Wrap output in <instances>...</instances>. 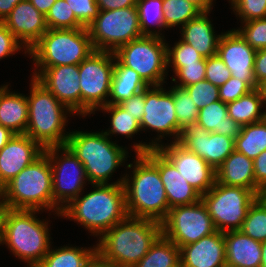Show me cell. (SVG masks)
Listing matches in <instances>:
<instances>
[{
    "mask_svg": "<svg viewBox=\"0 0 266 267\" xmlns=\"http://www.w3.org/2000/svg\"><path fill=\"white\" fill-rule=\"evenodd\" d=\"M136 155L132 181L127 175L123 181L128 216L162 223L170 208L159 170L145 154Z\"/></svg>",
    "mask_w": 266,
    "mask_h": 267,
    "instance_id": "obj_3",
    "label": "cell"
},
{
    "mask_svg": "<svg viewBox=\"0 0 266 267\" xmlns=\"http://www.w3.org/2000/svg\"><path fill=\"white\" fill-rule=\"evenodd\" d=\"M3 23L16 39L24 44L22 46L26 47L25 54L48 30L45 15L29 0L19 2Z\"/></svg>",
    "mask_w": 266,
    "mask_h": 267,
    "instance_id": "obj_21",
    "label": "cell"
},
{
    "mask_svg": "<svg viewBox=\"0 0 266 267\" xmlns=\"http://www.w3.org/2000/svg\"><path fill=\"white\" fill-rule=\"evenodd\" d=\"M215 171L217 182L255 191L253 159L244 154L234 150Z\"/></svg>",
    "mask_w": 266,
    "mask_h": 267,
    "instance_id": "obj_26",
    "label": "cell"
},
{
    "mask_svg": "<svg viewBox=\"0 0 266 267\" xmlns=\"http://www.w3.org/2000/svg\"><path fill=\"white\" fill-rule=\"evenodd\" d=\"M235 151L255 159L266 150V122L264 120L243 125L235 139Z\"/></svg>",
    "mask_w": 266,
    "mask_h": 267,
    "instance_id": "obj_33",
    "label": "cell"
},
{
    "mask_svg": "<svg viewBox=\"0 0 266 267\" xmlns=\"http://www.w3.org/2000/svg\"><path fill=\"white\" fill-rule=\"evenodd\" d=\"M96 253V247L90 249L62 247L49 249L48 253L36 267H86Z\"/></svg>",
    "mask_w": 266,
    "mask_h": 267,
    "instance_id": "obj_32",
    "label": "cell"
},
{
    "mask_svg": "<svg viewBox=\"0 0 266 267\" xmlns=\"http://www.w3.org/2000/svg\"><path fill=\"white\" fill-rule=\"evenodd\" d=\"M206 74V58L199 63L186 64L182 68H178L175 71V75L178 77L180 83L175 85L179 88L198 83L205 79Z\"/></svg>",
    "mask_w": 266,
    "mask_h": 267,
    "instance_id": "obj_44",
    "label": "cell"
},
{
    "mask_svg": "<svg viewBox=\"0 0 266 267\" xmlns=\"http://www.w3.org/2000/svg\"><path fill=\"white\" fill-rule=\"evenodd\" d=\"M197 6L202 12H208L212 9L213 0H187Z\"/></svg>",
    "mask_w": 266,
    "mask_h": 267,
    "instance_id": "obj_58",
    "label": "cell"
},
{
    "mask_svg": "<svg viewBox=\"0 0 266 267\" xmlns=\"http://www.w3.org/2000/svg\"><path fill=\"white\" fill-rule=\"evenodd\" d=\"M196 123L208 132L225 135L234 140L240 135L242 127L228 116L227 104L221 100L200 109Z\"/></svg>",
    "mask_w": 266,
    "mask_h": 267,
    "instance_id": "obj_28",
    "label": "cell"
},
{
    "mask_svg": "<svg viewBox=\"0 0 266 267\" xmlns=\"http://www.w3.org/2000/svg\"><path fill=\"white\" fill-rule=\"evenodd\" d=\"M227 267H260L262 242L240 230L224 232Z\"/></svg>",
    "mask_w": 266,
    "mask_h": 267,
    "instance_id": "obj_24",
    "label": "cell"
},
{
    "mask_svg": "<svg viewBox=\"0 0 266 267\" xmlns=\"http://www.w3.org/2000/svg\"><path fill=\"white\" fill-rule=\"evenodd\" d=\"M39 12L46 15L56 0H29Z\"/></svg>",
    "mask_w": 266,
    "mask_h": 267,
    "instance_id": "obj_56",
    "label": "cell"
},
{
    "mask_svg": "<svg viewBox=\"0 0 266 267\" xmlns=\"http://www.w3.org/2000/svg\"><path fill=\"white\" fill-rule=\"evenodd\" d=\"M5 196V183L0 178V199L4 200Z\"/></svg>",
    "mask_w": 266,
    "mask_h": 267,
    "instance_id": "obj_61",
    "label": "cell"
},
{
    "mask_svg": "<svg viewBox=\"0 0 266 267\" xmlns=\"http://www.w3.org/2000/svg\"><path fill=\"white\" fill-rule=\"evenodd\" d=\"M259 197L266 203V189L261 191Z\"/></svg>",
    "mask_w": 266,
    "mask_h": 267,
    "instance_id": "obj_62",
    "label": "cell"
},
{
    "mask_svg": "<svg viewBox=\"0 0 266 267\" xmlns=\"http://www.w3.org/2000/svg\"><path fill=\"white\" fill-rule=\"evenodd\" d=\"M138 0H96L99 10L122 9L136 6Z\"/></svg>",
    "mask_w": 266,
    "mask_h": 267,
    "instance_id": "obj_52",
    "label": "cell"
},
{
    "mask_svg": "<svg viewBox=\"0 0 266 267\" xmlns=\"http://www.w3.org/2000/svg\"><path fill=\"white\" fill-rule=\"evenodd\" d=\"M118 105L125 111H129L138 122H141L145 109V90L133 95Z\"/></svg>",
    "mask_w": 266,
    "mask_h": 267,
    "instance_id": "obj_49",
    "label": "cell"
},
{
    "mask_svg": "<svg viewBox=\"0 0 266 267\" xmlns=\"http://www.w3.org/2000/svg\"><path fill=\"white\" fill-rule=\"evenodd\" d=\"M259 195L240 186H227L215 181L213 187L202 195L217 231L240 230L249 207Z\"/></svg>",
    "mask_w": 266,
    "mask_h": 267,
    "instance_id": "obj_10",
    "label": "cell"
},
{
    "mask_svg": "<svg viewBox=\"0 0 266 267\" xmlns=\"http://www.w3.org/2000/svg\"><path fill=\"white\" fill-rule=\"evenodd\" d=\"M21 45L5 24L0 22V59L14 54L21 49Z\"/></svg>",
    "mask_w": 266,
    "mask_h": 267,
    "instance_id": "obj_48",
    "label": "cell"
},
{
    "mask_svg": "<svg viewBox=\"0 0 266 267\" xmlns=\"http://www.w3.org/2000/svg\"><path fill=\"white\" fill-rule=\"evenodd\" d=\"M161 235V223L128 216L99 237L96 252L120 267H134Z\"/></svg>",
    "mask_w": 266,
    "mask_h": 267,
    "instance_id": "obj_2",
    "label": "cell"
},
{
    "mask_svg": "<svg viewBox=\"0 0 266 267\" xmlns=\"http://www.w3.org/2000/svg\"><path fill=\"white\" fill-rule=\"evenodd\" d=\"M123 181L124 177L111 184H93L94 191L74 198L60 215L77 221L93 235L102 236L128 217Z\"/></svg>",
    "mask_w": 266,
    "mask_h": 267,
    "instance_id": "obj_1",
    "label": "cell"
},
{
    "mask_svg": "<svg viewBox=\"0 0 266 267\" xmlns=\"http://www.w3.org/2000/svg\"><path fill=\"white\" fill-rule=\"evenodd\" d=\"M243 22L266 18V0H230Z\"/></svg>",
    "mask_w": 266,
    "mask_h": 267,
    "instance_id": "obj_43",
    "label": "cell"
},
{
    "mask_svg": "<svg viewBox=\"0 0 266 267\" xmlns=\"http://www.w3.org/2000/svg\"><path fill=\"white\" fill-rule=\"evenodd\" d=\"M11 210L10 206L5 200L0 201V244L5 232L6 218Z\"/></svg>",
    "mask_w": 266,
    "mask_h": 267,
    "instance_id": "obj_54",
    "label": "cell"
},
{
    "mask_svg": "<svg viewBox=\"0 0 266 267\" xmlns=\"http://www.w3.org/2000/svg\"><path fill=\"white\" fill-rule=\"evenodd\" d=\"M255 192L260 195L266 189V150L253 159Z\"/></svg>",
    "mask_w": 266,
    "mask_h": 267,
    "instance_id": "obj_50",
    "label": "cell"
},
{
    "mask_svg": "<svg viewBox=\"0 0 266 267\" xmlns=\"http://www.w3.org/2000/svg\"><path fill=\"white\" fill-rule=\"evenodd\" d=\"M15 134L8 128L0 125V150L9 142Z\"/></svg>",
    "mask_w": 266,
    "mask_h": 267,
    "instance_id": "obj_57",
    "label": "cell"
},
{
    "mask_svg": "<svg viewBox=\"0 0 266 267\" xmlns=\"http://www.w3.org/2000/svg\"><path fill=\"white\" fill-rule=\"evenodd\" d=\"M159 170L166 191L169 208L195 204L202 195L179 173L175 165L158 149L144 153Z\"/></svg>",
    "mask_w": 266,
    "mask_h": 267,
    "instance_id": "obj_20",
    "label": "cell"
},
{
    "mask_svg": "<svg viewBox=\"0 0 266 267\" xmlns=\"http://www.w3.org/2000/svg\"><path fill=\"white\" fill-rule=\"evenodd\" d=\"M254 77L257 85L266 80V48L256 50Z\"/></svg>",
    "mask_w": 266,
    "mask_h": 267,
    "instance_id": "obj_51",
    "label": "cell"
},
{
    "mask_svg": "<svg viewBox=\"0 0 266 267\" xmlns=\"http://www.w3.org/2000/svg\"><path fill=\"white\" fill-rule=\"evenodd\" d=\"M24 0H0V22L10 14L13 8Z\"/></svg>",
    "mask_w": 266,
    "mask_h": 267,
    "instance_id": "obj_53",
    "label": "cell"
},
{
    "mask_svg": "<svg viewBox=\"0 0 266 267\" xmlns=\"http://www.w3.org/2000/svg\"><path fill=\"white\" fill-rule=\"evenodd\" d=\"M31 83L30 96L27 97L29 113L25 134L43 149L66 145L69 133H64L67 122L64 112H72L34 77Z\"/></svg>",
    "mask_w": 266,
    "mask_h": 267,
    "instance_id": "obj_4",
    "label": "cell"
},
{
    "mask_svg": "<svg viewBox=\"0 0 266 267\" xmlns=\"http://www.w3.org/2000/svg\"><path fill=\"white\" fill-rule=\"evenodd\" d=\"M77 20L87 28L99 14L96 0H65Z\"/></svg>",
    "mask_w": 266,
    "mask_h": 267,
    "instance_id": "obj_45",
    "label": "cell"
},
{
    "mask_svg": "<svg viewBox=\"0 0 266 267\" xmlns=\"http://www.w3.org/2000/svg\"><path fill=\"white\" fill-rule=\"evenodd\" d=\"M114 62V52L95 50L78 65L81 115L94 113L95 109L100 110L108 104L105 97L110 95Z\"/></svg>",
    "mask_w": 266,
    "mask_h": 267,
    "instance_id": "obj_12",
    "label": "cell"
},
{
    "mask_svg": "<svg viewBox=\"0 0 266 267\" xmlns=\"http://www.w3.org/2000/svg\"><path fill=\"white\" fill-rule=\"evenodd\" d=\"M95 51L87 28L48 29L28 51L37 67L79 65Z\"/></svg>",
    "mask_w": 266,
    "mask_h": 267,
    "instance_id": "obj_8",
    "label": "cell"
},
{
    "mask_svg": "<svg viewBox=\"0 0 266 267\" xmlns=\"http://www.w3.org/2000/svg\"><path fill=\"white\" fill-rule=\"evenodd\" d=\"M165 27L184 26L196 18L202 11L187 0H163Z\"/></svg>",
    "mask_w": 266,
    "mask_h": 267,
    "instance_id": "obj_35",
    "label": "cell"
},
{
    "mask_svg": "<svg viewBox=\"0 0 266 267\" xmlns=\"http://www.w3.org/2000/svg\"><path fill=\"white\" fill-rule=\"evenodd\" d=\"M86 267H120L102 258L97 252L88 261Z\"/></svg>",
    "mask_w": 266,
    "mask_h": 267,
    "instance_id": "obj_55",
    "label": "cell"
},
{
    "mask_svg": "<svg viewBox=\"0 0 266 267\" xmlns=\"http://www.w3.org/2000/svg\"><path fill=\"white\" fill-rule=\"evenodd\" d=\"M191 96L198 110L204 108L219 99V87L213 85L206 79L198 83L184 87Z\"/></svg>",
    "mask_w": 266,
    "mask_h": 267,
    "instance_id": "obj_42",
    "label": "cell"
},
{
    "mask_svg": "<svg viewBox=\"0 0 266 267\" xmlns=\"http://www.w3.org/2000/svg\"><path fill=\"white\" fill-rule=\"evenodd\" d=\"M100 109L111 114V129L104 132L107 136L110 134H121L131 137L141 130L140 122L133 118L129 111H125L118 104H107Z\"/></svg>",
    "mask_w": 266,
    "mask_h": 267,
    "instance_id": "obj_37",
    "label": "cell"
},
{
    "mask_svg": "<svg viewBox=\"0 0 266 267\" xmlns=\"http://www.w3.org/2000/svg\"><path fill=\"white\" fill-rule=\"evenodd\" d=\"M261 252H262V257H261L260 267H266V241L262 242Z\"/></svg>",
    "mask_w": 266,
    "mask_h": 267,
    "instance_id": "obj_59",
    "label": "cell"
},
{
    "mask_svg": "<svg viewBox=\"0 0 266 267\" xmlns=\"http://www.w3.org/2000/svg\"><path fill=\"white\" fill-rule=\"evenodd\" d=\"M173 102L178 124L183 129L197 122L199 110L184 88L173 87Z\"/></svg>",
    "mask_w": 266,
    "mask_h": 267,
    "instance_id": "obj_39",
    "label": "cell"
},
{
    "mask_svg": "<svg viewBox=\"0 0 266 267\" xmlns=\"http://www.w3.org/2000/svg\"><path fill=\"white\" fill-rule=\"evenodd\" d=\"M148 86L145 89V109L140 122V129H152L161 133L160 138L165 135H174L172 142H179L183 128L178 124L176 110L173 102V88L169 91L162 86Z\"/></svg>",
    "mask_w": 266,
    "mask_h": 267,
    "instance_id": "obj_16",
    "label": "cell"
},
{
    "mask_svg": "<svg viewBox=\"0 0 266 267\" xmlns=\"http://www.w3.org/2000/svg\"><path fill=\"white\" fill-rule=\"evenodd\" d=\"M217 56L230 70L231 76L258 88L254 77L256 50L251 48L236 30L221 34Z\"/></svg>",
    "mask_w": 266,
    "mask_h": 267,
    "instance_id": "obj_19",
    "label": "cell"
},
{
    "mask_svg": "<svg viewBox=\"0 0 266 267\" xmlns=\"http://www.w3.org/2000/svg\"><path fill=\"white\" fill-rule=\"evenodd\" d=\"M44 153L26 134H15L0 150V178L6 184Z\"/></svg>",
    "mask_w": 266,
    "mask_h": 267,
    "instance_id": "obj_22",
    "label": "cell"
},
{
    "mask_svg": "<svg viewBox=\"0 0 266 267\" xmlns=\"http://www.w3.org/2000/svg\"><path fill=\"white\" fill-rule=\"evenodd\" d=\"M208 12H201L196 18L191 19L181 28V39L191 45L204 58L217 55V48L221 35L217 37L211 21L207 16Z\"/></svg>",
    "mask_w": 266,
    "mask_h": 267,
    "instance_id": "obj_25",
    "label": "cell"
},
{
    "mask_svg": "<svg viewBox=\"0 0 266 267\" xmlns=\"http://www.w3.org/2000/svg\"><path fill=\"white\" fill-rule=\"evenodd\" d=\"M245 25L242 29L236 31L247 42V44L255 49L266 48V18L253 19L243 22Z\"/></svg>",
    "mask_w": 266,
    "mask_h": 267,
    "instance_id": "obj_41",
    "label": "cell"
},
{
    "mask_svg": "<svg viewBox=\"0 0 266 267\" xmlns=\"http://www.w3.org/2000/svg\"><path fill=\"white\" fill-rule=\"evenodd\" d=\"M161 224L162 235L179 248L217 231L202 200L195 204L170 208Z\"/></svg>",
    "mask_w": 266,
    "mask_h": 267,
    "instance_id": "obj_13",
    "label": "cell"
},
{
    "mask_svg": "<svg viewBox=\"0 0 266 267\" xmlns=\"http://www.w3.org/2000/svg\"><path fill=\"white\" fill-rule=\"evenodd\" d=\"M163 0H138L136 7L138 10L139 25L142 36H160L157 31H151L149 25L162 28L165 27L164 23V11L162 8ZM162 27V28H161Z\"/></svg>",
    "mask_w": 266,
    "mask_h": 267,
    "instance_id": "obj_34",
    "label": "cell"
},
{
    "mask_svg": "<svg viewBox=\"0 0 266 267\" xmlns=\"http://www.w3.org/2000/svg\"><path fill=\"white\" fill-rule=\"evenodd\" d=\"M48 29L85 28L76 18L65 0H56L45 15Z\"/></svg>",
    "mask_w": 266,
    "mask_h": 267,
    "instance_id": "obj_38",
    "label": "cell"
},
{
    "mask_svg": "<svg viewBox=\"0 0 266 267\" xmlns=\"http://www.w3.org/2000/svg\"><path fill=\"white\" fill-rule=\"evenodd\" d=\"M226 266L224 233L216 231L180 247V267Z\"/></svg>",
    "mask_w": 266,
    "mask_h": 267,
    "instance_id": "obj_23",
    "label": "cell"
},
{
    "mask_svg": "<svg viewBox=\"0 0 266 267\" xmlns=\"http://www.w3.org/2000/svg\"><path fill=\"white\" fill-rule=\"evenodd\" d=\"M115 61L108 104H120L148 87L136 71Z\"/></svg>",
    "mask_w": 266,
    "mask_h": 267,
    "instance_id": "obj_29",
    "label": "cell"
},
{
    "mask_svg": "<svg viewBox=\"0 0 266 267\" xmlns=\"http://www.w3.org/2000/svg\"><path fill=\"white\" fill-rule=\"evenodd\" d=\"M251 90L253 89L246 82L231 76L219 87V99L227 104L246 95Z\"/></svg>",
    "mask_w": 266,
    "mask_h": 267,
    "instance_id": "obj_47",
    "label": "cell"
},
{
    "mask_svg": "<svg viewBox=\"0 0 266 267\" xmlns=\"http://www.w3.org/2000/svg\"><path fill=\"white\" fill-rule=\"evenodd\" d=\"M203 59L204 57L191 45L182 40H179L172 49L167 47V67L172 63L174 72L186 64L199 63Z\"/></svg>",
    "mask_w": 266,
    "mask_h": 267,
    "instance_id": "obj_40",
    "label": "cell"
},
{
    "mask_svg": "<svg viewBox=\"0 0 266 267\" xmlns=\"http://www.w3.org/2000/svg\"><path fill=\"white\" fill-rule=\"evenodd\" d=\"M264 99L258 88L251 90L239 99L227 103L228 116L241 126L252 124L263 120V113L260 112Z\"/></svg>",
    "mask_w": 266,
    "mask_h": 267,
    "instance_id": "obj_30",
    "label": "cell"
},
{
    "mask_svg": "<svg viewBox=\"0 0 266 267\" xmlns=\"http://www.w3.org/2000/svg\"><path fill=\"white\" fill-rule=\"evenodd\" d=\"M60 150L64 152L61 159ZM44 153L51 164L53 201L63 209L81 194L84 180H88L85 168L67 145L46 148Z\"/></svg>",
    "mask_w": 266,
    "mask_h": 267,
    "instance_id": "obj_14",
    "label": "cell"
},
{
    "mask_svg": "<svg viewBox=\"0 0 266 267\" xmlns=\"http://www.w3.org/2000/svg\"><path fill=\"white\" fill-rule=\"evenodd\" d=\"M231 77L230 70L225 63L217 56L206 58L205 79L213 85L220 87Z\"/></svg>",
    "mask_w": 266,
    "mask_h": 267,
    "instance_id": "obj_46",
    "label": "cell"
},
{
    "mask_svg": "<svg viewBox=\"0 0 266 267\" xmlns=\"http://www.w3.org/2000/svg\"><path fill=\"white\" fill-rule=\"evenodd\" d=\"M258 89L264 99V102L266 104V80H264L262 83L258 85Z\"/></svg>",
    "mask_w": 266,
    "mask_h": 267,
    "instance_id": "obj_60",
    "label": "cell"
},
{
    "mask_svg": "<svg viewBox=\"0 0 266 267\" xmlns=\"http://www.w3.org/2000/svg\"><path fill=\"white\" fill-rule=\"evenodd\" d=\"M9 91L8 85L0 87V125L14 134H25L29 113L27 96Z\"/></svg>",
    "mask_w": 266,
    "mask_h": 267,
    "instance_id": "obj_27",
    "label": "cell"
},
{
    "mask_svg": "<svg viewBox=\"0 0 266 267\" xmlns=\"http://www.w3.org/2000/svg\"><path fill=\"white\" fill-rule=\"evenodd\" d=\"M87 29L94 49L99 51L115 52L142 37L136 6L100 10Z\"/></svg>",
    "mask_w": 266,
    "mask_h": 267,
    "instance_id": "obj_11",
    "label": "cell"
},
{
    "mask_svg": "<svg viewBox=\"0 0 266 267\" xmlns=\"http://www.w3.org/2000/svg\"><path fill=\"white\" fill-rule=\"evenodd\" d=\"M136 154H144L153 148H158L177 168L185 180L201 195L207 193L216 181V171L199 155L184 148L179 142L160 145L139 143L133 146Z\"/></svg>",
    "mask_w": 266,
    "mask_h": 267,
    "instance_id": "obj_15",
    "label": "cell"
},
{
    "mask_svg": "<svg viewBox=\"0 0 266 267\" xmlns=\"http://www.w3.org/2000/svg\"><path fill=\"white\" fill-rule=\"evenodd\" d=\"M163 37L142 36L119 47L115 58L136 71L148 86H160L167 70V47Z\"/></svg>",
    "mask_w": 266,
    "mask_h": 267,
    "instance_id": "obj_9",
    "label": "cell"
},
{
    "mask_svg": "<svg viewBox=\"0 0 266 267\" xmlns=\"http://www.w3.org/2000/svg\"><path fill=\"white\" fill-rule=\"evenodd\" d=\"M263 120L266 122V111L264 112V118Z\"/></svg>",
    "mask_w": 266,
    "mask_h": 267,
    "instance_id": "obj_63",
    "label": "cell"
},
{
    "mask_svg": "<svg viewBox=\"0 0 266 267\" xmlns=\"http://www.w3.org/2000/svg\"><path fill=\"white\" fill-rule=\"evenodd\" d=\"M4 200L11 209L46 208L61 214L62 209L53 201L52 170L45 153L5 184Z\"/></svg>",
    "mask_w": 266,
    "mask_h": 267,
    "instance_id": "obj_5",
    "label": "cell"
},
{
    "mask_svg": "<svg viewBox=\"0 0 266 267\" xmlns=\"http://www.w3.org/2000/svg\"><path fill=\"white\" fill-rule=\"evenodd\" d=\"M66 145L83 163L91 185L108 184L112 173L127 158L126 150L110 141L103 131L70 132Z\"/></svg>",
    "mask_w": 266,
    "mask_h": 267,
    "instance_id": "obj_6",
    "label": "cell"
},
{
    "mask_svg": "<svg viewBox=\"0 0 266 267\" xmlns=\"http://www.w3.org/2000/svg\"><path fill=\"white\" fill-rule=\"evenodd\" d=\"M179 143L203 158L214 170L235 150L233 138L208 132L198 123L183 129Z\"/></svg>",
    "mask_w": 266,
    "mask_h": 267,
    "instance_id": "obj_18",
    "label": "cell"
},
{
    "mask_svg": "<svg viewBox=\"0 0 266 267\" xmlns=\"http://www.w3.org/2000/svg\"><path fill=\"white\" fill-rule=\"evenodd\" d=\"M134 267H180V248L161 235Z\"/></svg>",
    "mask_w": 266,
    "mask_h": 267,
    "instance_id": "obj_31",
    "label": "cell"
},
{
    "mask_svg": "<svg viewBox=\"0 0 266 267\" xmlns=\"http://www.w3.org/2000/svg\"><path fill=\"white\" fill-rule=\"evenodd\" d=\"M33 77L72 113L81 114V87L78 65L41 67Z\"/></svg>",
    "mask_w": 266,
    "mask_h": 267,
    "instance_id": "obj_17",
    "label": "cell"
},
{
    "mask_svg": "<svg viewBox=\"0 0 266 267\" xmlns=\"http://www.w3.org/2000/svg\"><path fill=\"white\" fill-rule=\"evenodd\" d=\"M240 231L254 240L266 241V203L260 197L249 207Z\"/></svg>",
    "mask_w": 266,
    "mask_h": 267,
    "instance_id": "obj_36",
    "label": "cell"
},
{
    "mask_svg": "<svg viewBox=\"0 0 266 267\" xmlns=\"http://www.w3.org/2000/svg\"><path fill=\"white\" fill-rule=\"evenodd\" d=\"M40 210L11 209L6 218L5 232L1 243H6L11 252L29 267H36L50 249L48 222L37 219Z\"/></svg>",
    "mask_w": 266,
    "mask_h": 267,
    "instance_id": "obj_7",
    "label": "cell"
}]
</instances>
